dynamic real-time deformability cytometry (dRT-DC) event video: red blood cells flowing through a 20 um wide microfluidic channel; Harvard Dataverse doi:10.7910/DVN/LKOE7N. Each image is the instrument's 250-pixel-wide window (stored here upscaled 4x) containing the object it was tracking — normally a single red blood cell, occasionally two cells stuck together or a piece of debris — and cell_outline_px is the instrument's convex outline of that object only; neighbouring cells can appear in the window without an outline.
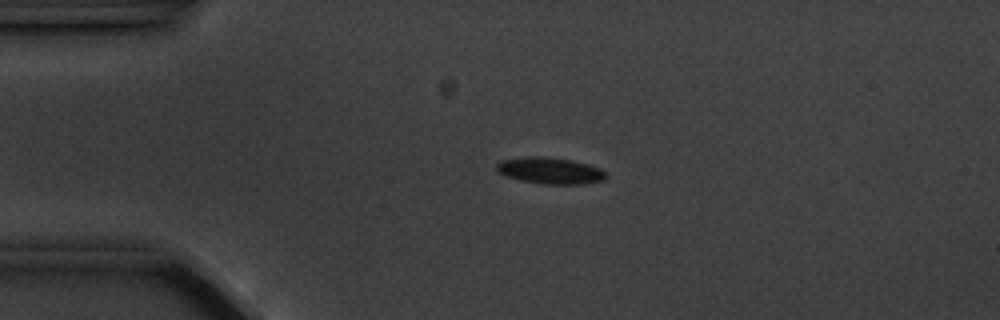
{"species": "common noctule bat (a hibernating species)", "species_latin": "Nyctalus noctula", "temperature_condition": "cold", "stored_images_in_passage": 5, "camera_frame_rate_fps": 3000, "um_per_image_px": 0.085, "animal": {"sex": "male", "body_mass_g": 20.1, "forearm_length_mm": 53.5}, "frame": {"image": 1, "passage_image": 4, "time_ms": 3.667, "image_size_px": [1000, 320], "cell_outline_px": [[608, 176], [604, 180], [584, 184], [540, 184], [520, 180], [508, 176], [500, 172], [496, 168], [496, 164], [500, 160], [528, 156], [544, 156], [572, 160], [588, 164], [600, 168]], "centroid_in_image_um": [46.78, 14.5], "position_along_channel_um": 38.2, "area_um2": 16.94}}